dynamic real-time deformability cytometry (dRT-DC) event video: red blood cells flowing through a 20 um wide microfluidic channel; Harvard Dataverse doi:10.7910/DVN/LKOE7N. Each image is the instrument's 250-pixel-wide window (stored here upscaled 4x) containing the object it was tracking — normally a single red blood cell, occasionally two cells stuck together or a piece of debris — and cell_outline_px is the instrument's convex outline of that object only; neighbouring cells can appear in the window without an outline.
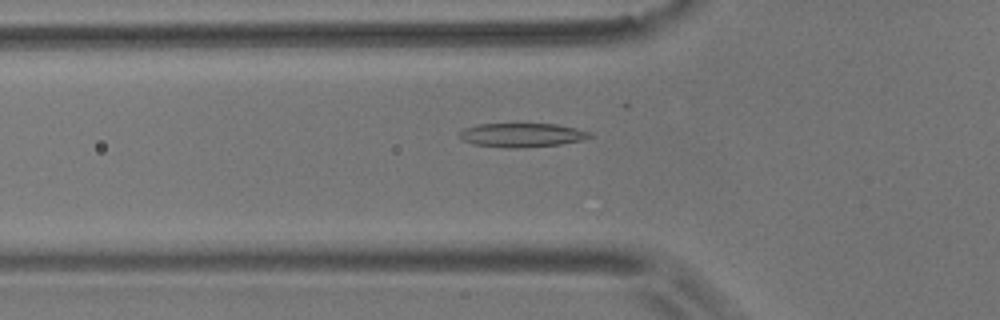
{"species": "common noctule bat (a hibernating species)", "species_latin": "Nyctalus noctula", "temperature_condition": "room temperature", "stored_images_in_passage": 35, "camera_frame_rate_fps": 3000, "um_per_image_px": 0.085, "animal": {"sex": "male", "body_mass_g": 17.9}, "frame": {"image": 1, "passage_image": 6, "time_ms": 1.667, "image_size_px": [1000, 320], "cell_outline_px": [[592, 136], [580, 140], [560, 144], [516, 148], [508, 148], [472, 144], [460, 140], [460, 132], [464, 128], [476, 124], [556, 124], [576, 128], [592, 132]], "centroid_in_image_um": [44.32, 11.48], "position_along_channel_um": 81.5, "area_um2": 18.15}}
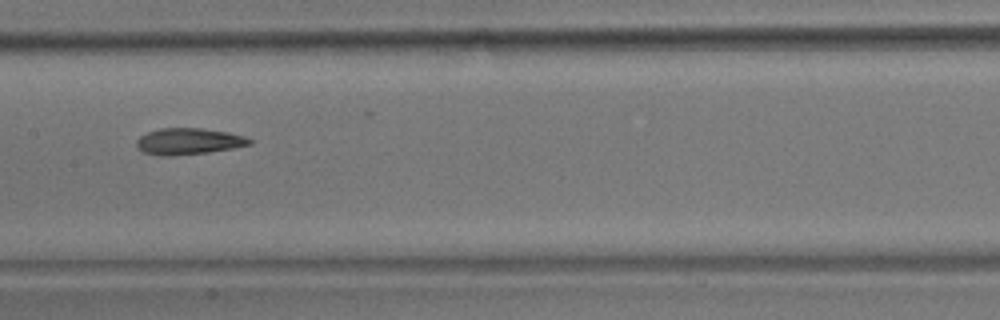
{"frame": {"image": 2, "passage_image": 15, "time_ms": 4.667, "image_size_px": [1000, 320], "cell_outline_px": [[252, 144], [232, 148], [208, 152], [172, 156], [160, 156], [144, 152], [136, 148], [136, 140], [140, 136], [148, 132], [160, 128], [200, 128], [228, 132], [244, 136], [252, 140]], "centroid_in_image_um": [16.0, 12.02], "position_along_channel_um": 191.4, "area_um2": 17.4}}
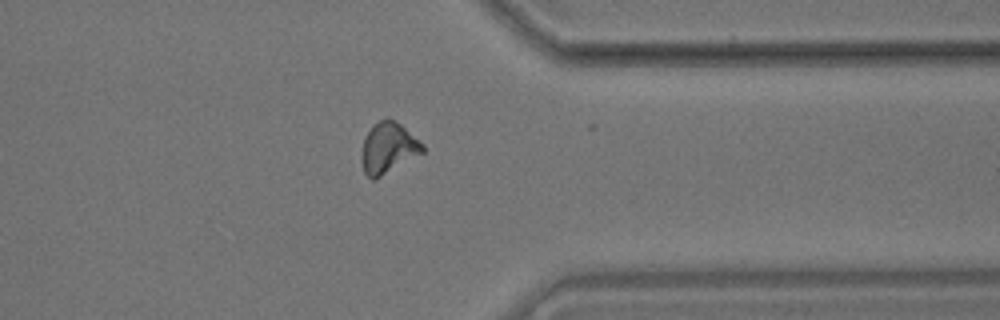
{"frame": {"image": 3, "passage_image": 31, "time_ms": 10.0, "image_size_px": [1000, 320], "cell_outline_px": [[424, 152], [380, 176], [372, 180], [364, 172], [360, 160], [360, 156], [364, 140], [372, 124], [384, 116], [396, 120], [424, 144]], "centroid_in_image_um": [32.98, 12.53], "position_along_channel_um": 378.4, "area_um2": 18.15}, "authors_computed_cell_mechanics": {"area_um2": 17.5134, "velocity_mm_per_s": 3.6359, "shape_relaxation_time_tau1_ms": 9.3483, "shape_relaxation_time_tau2_ms": 4.1065, "deformation_change_tau1": 0.2101, "deformation_change_tau2": 0.1122}}